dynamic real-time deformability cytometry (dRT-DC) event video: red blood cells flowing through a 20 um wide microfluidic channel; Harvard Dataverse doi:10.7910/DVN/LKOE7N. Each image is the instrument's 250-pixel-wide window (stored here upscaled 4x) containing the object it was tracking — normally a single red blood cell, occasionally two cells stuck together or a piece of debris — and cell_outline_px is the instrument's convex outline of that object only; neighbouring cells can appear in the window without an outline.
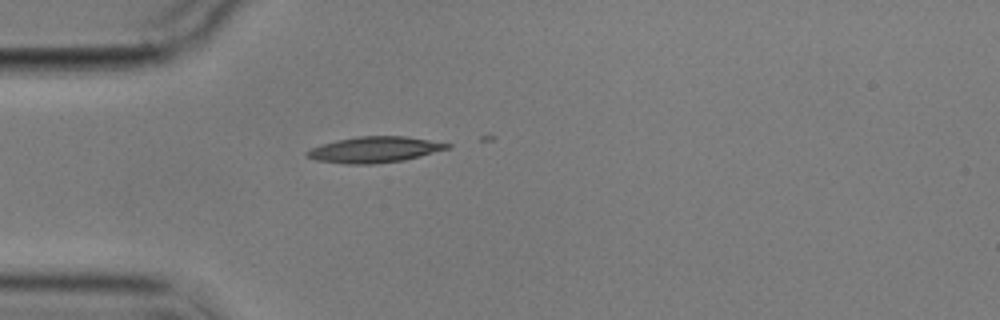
{"species": "common noctule bat (a hibernating species)", "species_latin": "Nyctalus noctula", "temperature_condition": "cold", "stored_images_in_passage": 1, "camera_frame_rate_fps": 3000, "um_per_image_px": 0.085, "animal": {"sex": "male", "body_mass_g": 17.9}, "frame": {"image": 1, "passage_image": 1, "time_ms": 0.0, "image_size_px": [1000, 320], "cell_outline_px": [[452, 144], [448, 148], [420, 156], [404, 160], [372, 164], [344, 164], [316, 160], [308, 156], [304, 152], [312, 148], [336, 140], [356, 136], [404, 136]], "centroid_in_image_um": [31.81, 12.72], "position_along_channel_um": 53.2, "area_um2": 20.92}}